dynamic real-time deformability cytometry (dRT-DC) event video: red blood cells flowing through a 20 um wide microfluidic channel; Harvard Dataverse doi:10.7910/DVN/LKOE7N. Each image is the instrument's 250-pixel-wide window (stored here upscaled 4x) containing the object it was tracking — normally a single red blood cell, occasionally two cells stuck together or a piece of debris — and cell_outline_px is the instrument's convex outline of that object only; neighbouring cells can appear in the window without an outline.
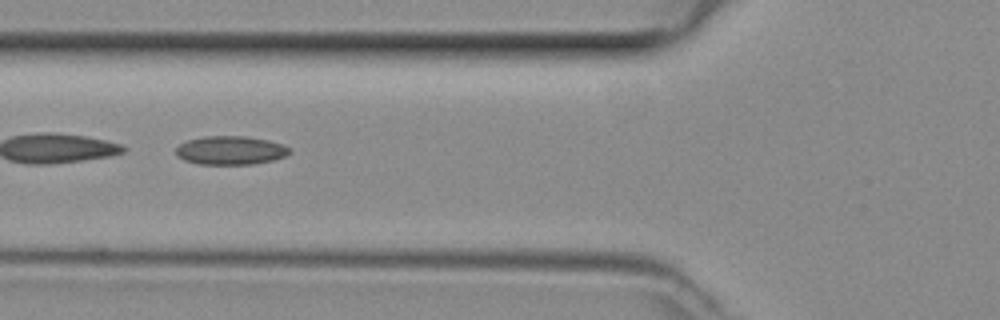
{"species": "common noctule bat (a hibernating species)", "species_latin": "Nyctalus noctula", "temperature_condition": "room temperature", "stored_images_in_passage": 31, "camera_frame_rate_fps": 3000, "um_per_image_px": 0.085, "animal": {"sex": "female", "body_mass_g": 29.2, "forearm_length_mm": 56.3}, "frame": {"image": 1, "passage_image": 5, "time_ms": 1.333, "image_size_px": [1000, 320], "cell_outline_px": [[292, 152], [284, 156], [272, 160], [252, 164], [196, 164], [184, 160], [176, 156], [176, 148], [180, 144], [188, 140], [204, 136], [244, 136], [268, 140], [284, 144]], "centroid_in_image_um": [19.58, 12.78], "position_along_channel_um": 106.2, "area_um2": 18.96}}
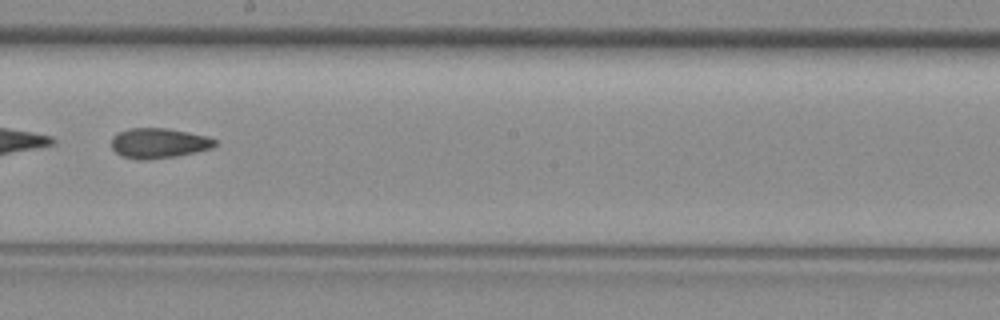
{"frame": {"image": 2, "passage_image": 14, "time_ms": 4.333, "image_size_px": [1000, 320], "cell_outline_px": [[216, 144], [212, 148], [196, 152], [176, 156], [144, 160], [136, 160], [124, 156], [116, 152], [112, 148], [112, 136], [128, 128], [168, 128], [208, 136], [216, 140]], "centroid_in_image_um": [13.5, 12.16], "position_along_channel_um": 234.7, "area_um2": 18.15}}